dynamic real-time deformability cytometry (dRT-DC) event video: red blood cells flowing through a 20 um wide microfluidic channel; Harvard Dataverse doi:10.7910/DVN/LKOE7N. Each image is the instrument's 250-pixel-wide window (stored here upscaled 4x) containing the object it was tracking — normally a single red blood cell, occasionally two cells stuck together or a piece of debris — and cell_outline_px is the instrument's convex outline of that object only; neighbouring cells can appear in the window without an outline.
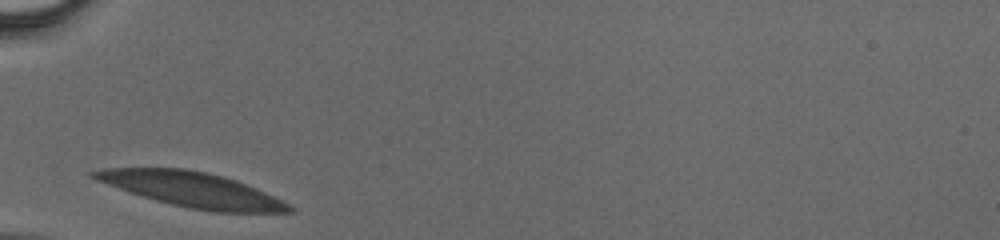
{"species": "human", "species_latin": "Homo sapiens", "temperature_condition": "cold", "stored_images_in_passage": 24, "camera_frame_rate_fps": 3000, "um_per_image_px": 0.085, "donor": {"sex": "male"}, "frame": {"image": 1, "passage_image": 1, "time_ms": 0.0, "image_size_px": [1000, 240], "cell_outline_px": [[296, 212], [212, 212], [188, 208], [156, 200], [96, 180], [88, 176], [88, 172], [104, 168], [184, 168], [208, 172], [224, 176], [236, 180], [256, 188], [292, 204], [296, 208]], "centroid_in_image_um": [16.39, 16.11], "position_along_channel_um": 68.6, "area_um2": 39.59}}
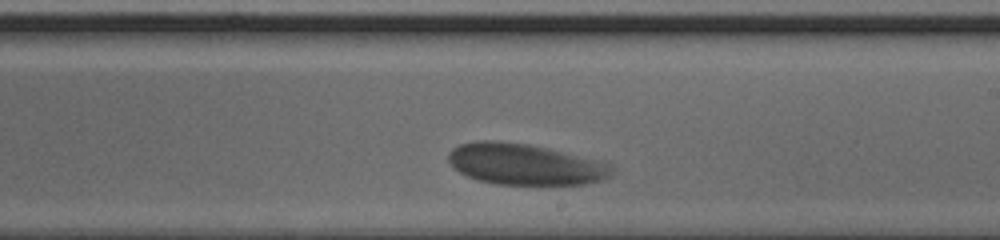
{"frame": {"image": 2, "passage_image": 14, "time_ms": 4.333, "image_size_px": [1000, 240], "cell_outline_px": [[612, 172], [608, 176], [600, 180], [584, 184], [496, 184], [480, 180], [468, 176], [460, 172], [448, 160], [448, 152], [452, 148], [460, 144], [476, 140], [492, 140], [528, 144], [548, 148], [612, 164]], "centroid_in_image_um": [44.58, 13.95], "position_along_channel_um": 244.4, "area_um2": 38.73}}
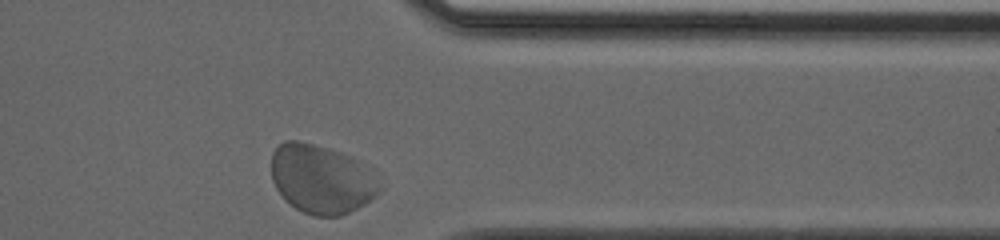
{"frame": {"image": 3, "passage_image": 24, "time_ms": 7.667, "image_size_px": [1000, 240], "cell_outline_px": [[384, 188], [376, 196], [364, 204], [340, 216], [312, 216], [296, 208], [276, 188], [272, 180], [272, 152], [284, 140], [300, 140], [328, 148], [340, 152], [360, 160], [368, 168]], "centroid_in_image_um": [27.35, 15.21], "position_along_channel_um": 384.1, "area_um2": 43.41}}